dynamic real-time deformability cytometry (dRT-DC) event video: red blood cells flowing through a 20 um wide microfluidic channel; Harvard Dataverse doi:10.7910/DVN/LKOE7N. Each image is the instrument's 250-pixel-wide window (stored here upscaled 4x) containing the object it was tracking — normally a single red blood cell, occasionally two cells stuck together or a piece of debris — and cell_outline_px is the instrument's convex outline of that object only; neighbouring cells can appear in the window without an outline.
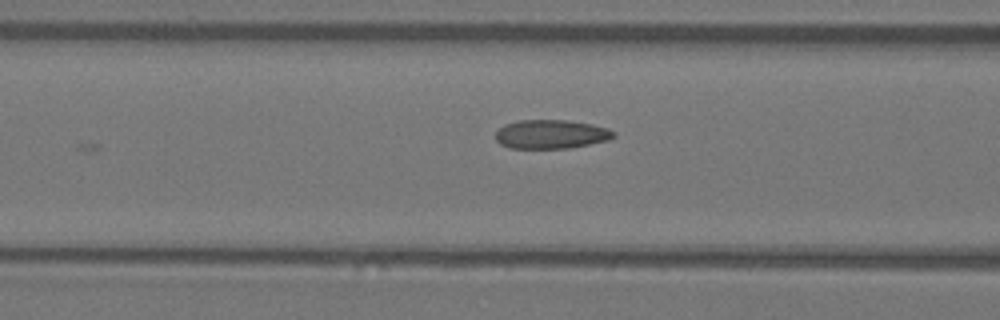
{"species": "Egyptian fruit bat (a non-hibernating species)", "species_latin": "Rousettus aegyptiacus", "temperature_condition": "warm", "stored_images_in_passage": 7, "camera_frame_rate_fps": 3000, "um_per_image_px": 0.085, "animal": {"sex": "female"}, "frame": {"image": 1, "passage_image": 7, "time_ms": 2.0, "image_size_px": [1000, 320], "cell_outline_px": [[616, 136], [608, 140], [568, 148], [508, 148], [500, 144], [496, 140], [496, 132], [504, 124], [520, 120], [568, 120], [592, 124], [608, 128], [616, 132]], "centroid_in_image_um": [46.85, 11.4], "position_along_channel_um": 119.8, "area_um2": 19.94}}